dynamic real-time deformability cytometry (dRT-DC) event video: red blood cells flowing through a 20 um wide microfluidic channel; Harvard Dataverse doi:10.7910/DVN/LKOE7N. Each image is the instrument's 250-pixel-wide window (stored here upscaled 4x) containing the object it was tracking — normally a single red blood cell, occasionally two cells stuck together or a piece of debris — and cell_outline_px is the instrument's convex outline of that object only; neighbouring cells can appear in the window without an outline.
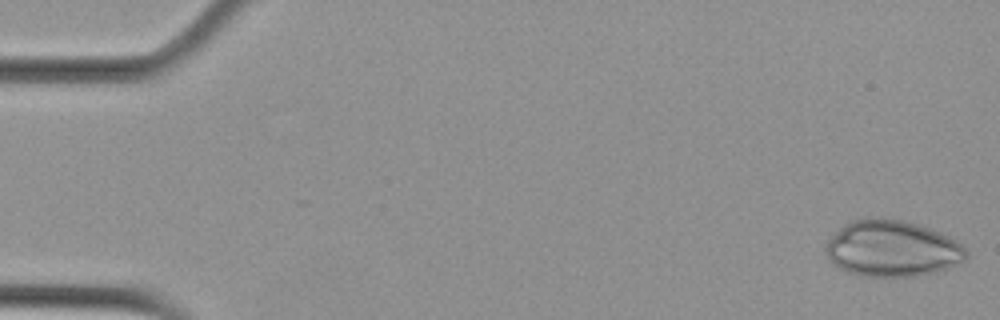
{"species": "Egyptian fruit bat (a non-hibernating species)", "species_latin": "Rousettus aegyptiacus", "temperature_condition": "cold", "stored_images_in_passage": 20, "camera_frame_rate_fps": 3000, "um_per_image_px": 0.085, "animal": {"sex": "female"}, "frame": {"image": 1, "passage_image": 1, "time_ms": 0.0, "image_size_px": [1000, 320], "cell_outline_px": [[968, 256], [964, 260], [956, 264], [936, 272], [912, 276], [864, 276], [848, 272], [832, 264], [824, 252], [824, 248], [828, 240], [844, 224], [852, 220], [864, 216], [880, 216], [904, 220], [940, 232], [956, 240], [968, 252]], "centroid_in_image_um": [75.79, 21.1], "position_along_channel_um": 9.2, "area_um2": 46.36}}